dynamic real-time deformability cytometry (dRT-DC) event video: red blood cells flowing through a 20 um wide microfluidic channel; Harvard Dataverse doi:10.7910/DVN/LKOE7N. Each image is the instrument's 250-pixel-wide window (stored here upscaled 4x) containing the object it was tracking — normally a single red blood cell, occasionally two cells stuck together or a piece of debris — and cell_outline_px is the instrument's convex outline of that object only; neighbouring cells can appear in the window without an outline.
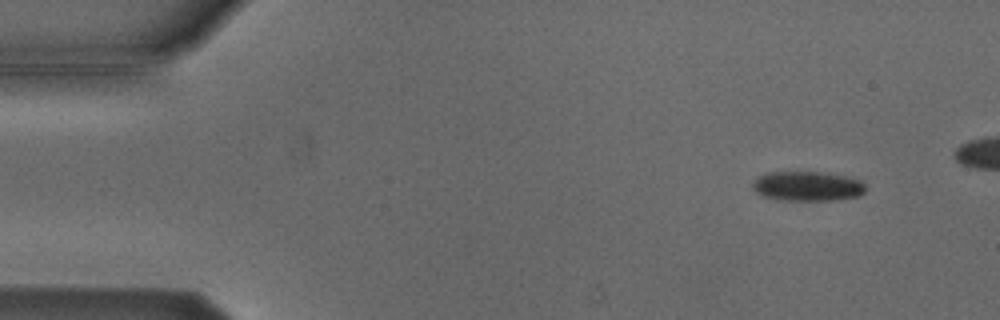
{"species": "Egyptian fruit bat (a non-hibernating species)", "species_latin": "Rousettus aegyptiacus", "temperature_condition": "cold", "stored_images_in_passage": 4, "camera_frame_rate_fps": 3000, "um_per_image_px": 0.085, "animal": {"sex": "male"}, "frame": {"image": 1, "passage_image": 1, "time_ms": 0.0, "image_size_px": [1000, 320], "cell_outline_px": [[864, 192], [856, 196], [832, 200], [776, 200], [760, 196], [752, 188], [752, 180], [768, 172], [820, 172], [844, 176], [860, 180], [864, 184]], "centroid_in_image_um": [68.55, 15.83], "position_along_channel_um": 16.5, "area_um2": 19.48}}